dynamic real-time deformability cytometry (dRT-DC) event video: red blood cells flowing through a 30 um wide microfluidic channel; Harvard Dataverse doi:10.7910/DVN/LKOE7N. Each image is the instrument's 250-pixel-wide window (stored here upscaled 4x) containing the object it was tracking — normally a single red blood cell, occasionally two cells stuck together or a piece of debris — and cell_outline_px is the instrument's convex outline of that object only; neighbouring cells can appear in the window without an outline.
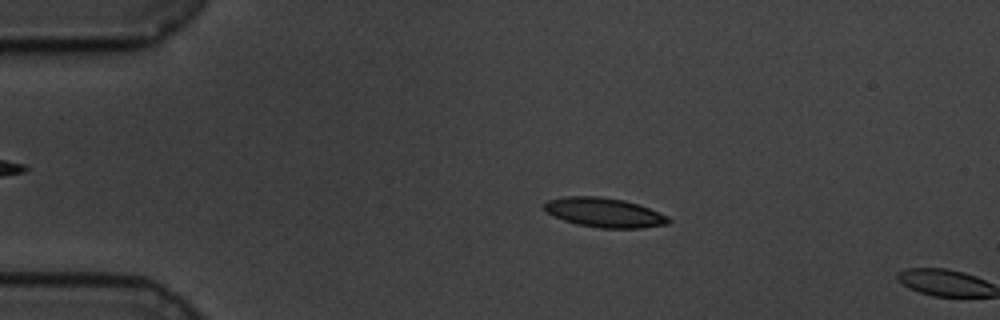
{"species": "common noctule bat (a hibernating species)", "species_latin": "Nyctalus noctula", "temperature_condition": "cold", "stored_images_in_passage": 14, "camera_frame_rate_fps": 3000, "um_per_image_px": 0.085, "animal": {"sex": "male", "body_mass_g": 19.5, "forearm_length_mm": 54.6}, "frame": {"image": 1, "passage_image": 12, "time_ms": 3.667, "image_size_px": [1000, 320], "cell_outline_px": [[672, 220], [668, 224], [640, 228], [600, 228], [576, 224], [564, 220], [548, 212], [544, 208], [544, 204], [548, 200], [564, 196], [600, 196], [624, 200], [648, 208], [668, 216]], "centroid_in_image_um": [51.38, 18.06], "position_along_channel_um": 33.6, "area_um2": 21.15}}